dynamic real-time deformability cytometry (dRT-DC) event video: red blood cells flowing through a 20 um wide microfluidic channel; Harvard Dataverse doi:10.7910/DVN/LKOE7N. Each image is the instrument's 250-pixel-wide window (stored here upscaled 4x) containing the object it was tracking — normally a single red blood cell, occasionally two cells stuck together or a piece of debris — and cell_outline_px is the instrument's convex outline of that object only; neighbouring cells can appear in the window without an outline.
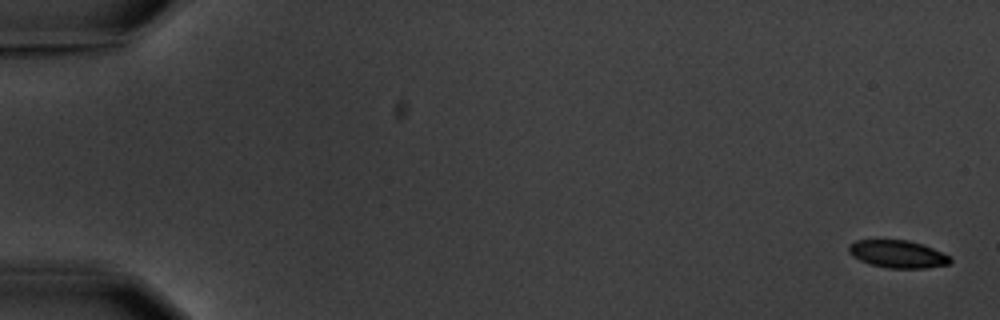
{"species": "common noctule bat (a hibernating species)", "species_latin": "Nyctalus noctula", "temperature_condition": "warm", "stored_images_in_passage": 5, "camera_frame_rate_fps": 3000, "um_per_image_px": 0.085, "animal": {"sex": "male", "body_mass_g": 20.1, "forearm_length_mm": 53.5}, "frame": {"image": 1, "passage_image": 1, "time_ms": 0.0, "image_size_px": [1000, 320], "cell_outline_px": [[952, 260], [948, 264], [924, 268], [888, 268], [872, 264], [860, 260], [852, 256], [848, 252], [848, 244], [856, 240], [908, 240], [924, 244], [952, 256]], "centroid_in_image_um": [76.32, 21.58], "position_along_channel_um": 8.7, "area_um2": 16.42}}
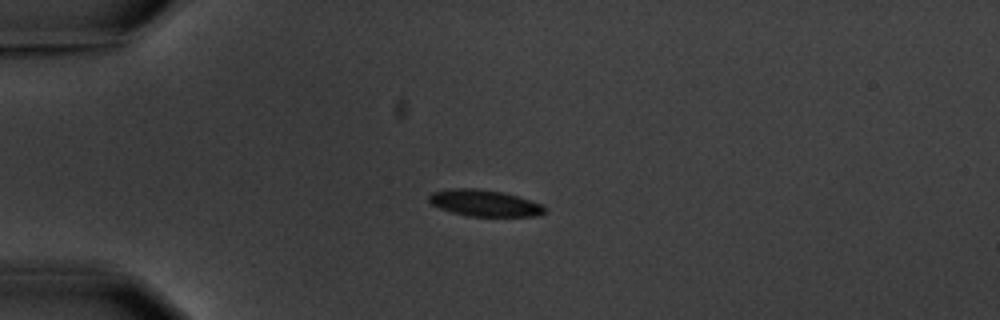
{"frame": {"image": 2, "passage_image": 5, "time_ms": 4.667, "image_size_px": [1000, 320], "cell_outline_px": [[544, 212], [540, 216], [468, 216], [452, 212], [440, 208], [432, 204], [428, 200], [428, 196], [432, 192], [448, 188], [476, 188], [504, 192], [540, 204], [544, 208]], "centroid_in_image_um": [41.13, 17.25], "position_along_channel_um": 43.9, "area_um2": 17.74}}